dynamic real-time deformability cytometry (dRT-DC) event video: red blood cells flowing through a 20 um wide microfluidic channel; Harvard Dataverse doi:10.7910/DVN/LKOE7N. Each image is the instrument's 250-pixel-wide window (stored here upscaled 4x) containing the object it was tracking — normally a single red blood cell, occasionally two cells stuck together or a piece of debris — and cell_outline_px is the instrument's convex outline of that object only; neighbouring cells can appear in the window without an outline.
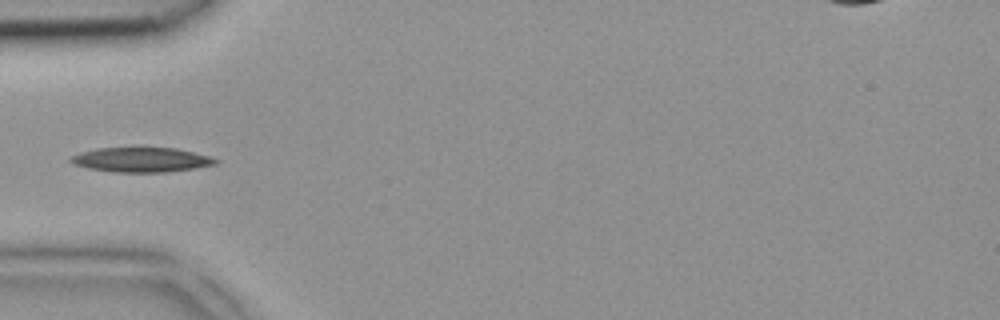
{"species": "common noctule bat (a hibernating species)", "species_latin": "Nyctalus noctula", "temperature_condition": "room temperature", "stored_images_in_passage": 4, "camera_frame_rate_fps": 3000, "um_per_image_px": 0.085, "animal": {"sex": "female", "body_mass_g": 18.4}, "frame": {"image": 1, "passage_image": 4, "time_ms": 1.0, "image_size_px": [1000, 320], "cell_outline_px": [[220, 160], [216, 164], [168, 172], [116, 172], [88, 168], [72, 164], [68, 160], [72, 156], [80, 152], [96, 148], [140, 144], [176, 148], [208, 156]], "centroid_in_image_um": [11.95, 13.52], "position_along_channel_um": 73.0, "area_um2": 21.79}}